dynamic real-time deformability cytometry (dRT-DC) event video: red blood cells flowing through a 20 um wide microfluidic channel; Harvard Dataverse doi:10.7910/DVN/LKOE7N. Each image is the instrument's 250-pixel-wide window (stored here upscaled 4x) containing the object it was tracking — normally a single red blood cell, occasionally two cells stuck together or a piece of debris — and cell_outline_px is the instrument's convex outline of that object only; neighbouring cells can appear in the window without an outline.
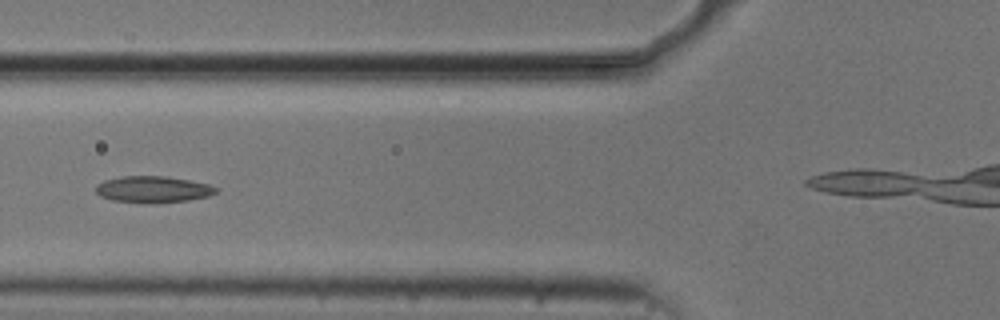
{"species": "common noctule bat (a hibernating species)", "species_latin": "Nyctalus noctula", "temperature_condition": "cold", "stored_images_in_passage": 25, "camera_frame_rate_fps": 3000, "um_per_image_px": 0.085, "animal": {"sex": "male", "body_mass_g": 20.5, "forearm_length_mm": 52.5}, "frame": {"image": 1, "passage_image": 6, "time_ms": 1.667, "image_size_px": [1000, 320], "cell_outline_px": [[220, 188], [216, 192], [208, 196], [188, 200], [148, 204], [112, 200], [100, 196], [96, 192], [96, 184], [104, 180], [120, 176], [168, 176], [208, 184]], "centroid_in_image_um": [12.98, 16.1], "position_along_channel_um": 112.8, "area_um2": 18.73}}
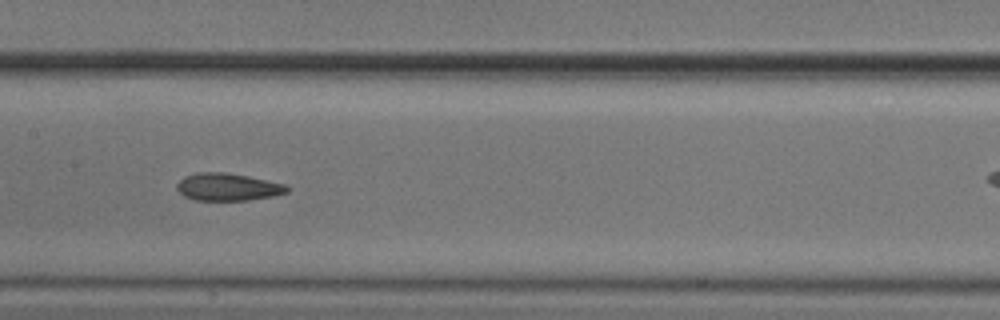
{"frame": {"image": 2, "passage_image": 12, "time_ms": 3.667, "image_size_px": [1000, 320], "cell_outline_px": [[288, 192], [272, 196], [248, 200], [196, 200], [184, 196], [176, 188], [176, 184], [184, 176], [196, 172], [224, 172], [248, 176], [284, 184], [288, 188]], "centroid_in_image_um": [19.32, 15.88], "position_along_channel_um": 188.1, "area_um2": 17.51}}
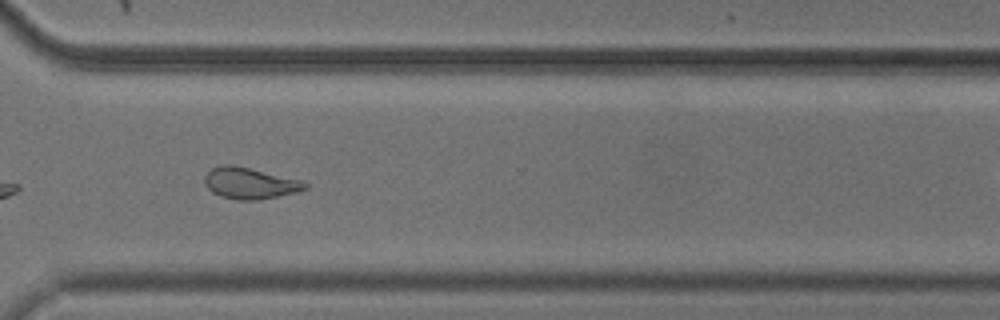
{"frame": {"image": 3, "passage_image": 25, "time_ms": 8.0, "image_size_px": [1000, 320], "cell_outline_px": [[308, 188], [296, 192], [256, 200], [236, 200], [220, 196], [212, 192], [204, 184], [204, 176], [212, 168], [220, 164], [232, 164], [300, 180], [308, 184]], "centroid_in_image_um": [21.19, 15.57], "position_along_channel_um": 349.4, "area_um2": 18.21}}